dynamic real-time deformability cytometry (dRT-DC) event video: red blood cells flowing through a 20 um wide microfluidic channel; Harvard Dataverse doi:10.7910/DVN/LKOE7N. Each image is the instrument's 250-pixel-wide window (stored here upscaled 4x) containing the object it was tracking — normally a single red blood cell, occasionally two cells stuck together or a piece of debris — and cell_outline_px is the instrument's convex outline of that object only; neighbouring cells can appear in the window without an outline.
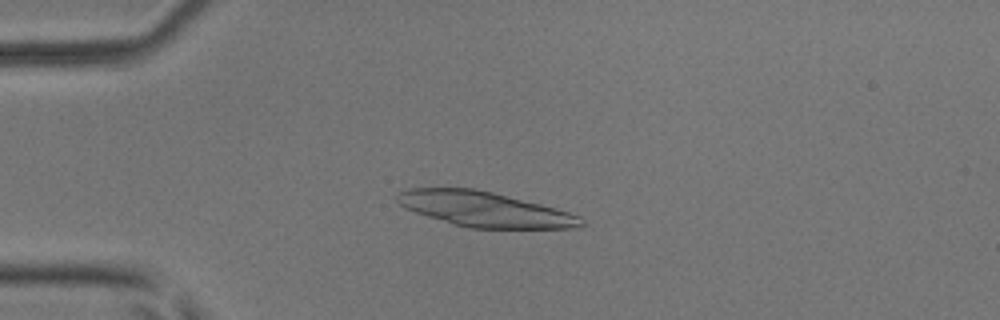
{"species": "common noctule bat (a hibernating species)", "species_latin": "Nyctalus noctula", "temperature_condition": "room temperature", "stored_images_in_passage": 16, "camera_frame_rate_fps": 3000, "um_per_image_px": 0.085, "animal": {"sex": "male", "body_mass_g": 17.9, "forearm_length_mm": 54.2}, "frame": {"image": 1, "passage_image": 12, "time_ms": 3.667, "image_size_px": [1000, 320], "cell_outline_px": [[584, 224], [580, 228], [468, 228], [428, 216], [404, 208], [396, 200], [396, 192], [408, 188], [472, 188], [492, 192], [556, 208], [580, 216], [584, 220]], "centroid_in_image_um": [41.18, 17.78], "position_along_channel_um": 43.8, "area_um2": 37.34}}